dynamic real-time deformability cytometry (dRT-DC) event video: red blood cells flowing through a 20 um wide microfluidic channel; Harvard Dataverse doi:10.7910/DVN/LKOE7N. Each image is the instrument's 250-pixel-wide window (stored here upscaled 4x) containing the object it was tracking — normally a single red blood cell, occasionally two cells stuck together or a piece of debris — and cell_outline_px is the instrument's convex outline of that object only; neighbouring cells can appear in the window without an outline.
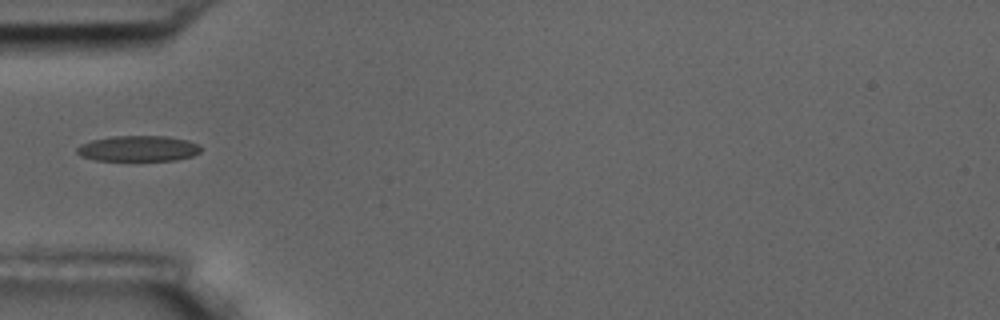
{"species": "common noctule bat (a hibernating species)", "species_latin": "Nyctalus noctula", "temperature_condition": "room temperature", "stored_images_in_passage": 1, "camera_frame_rate_fps": 3000, "um_per_image_px": 0.085, "animal": {"sex": "male", "body_mass_g": 17.5, "forearm_length_mm": 52.3}, "frame": {"image": 1, "passage_image": 1, "time_ms": 0.0, "image_size_px": [1000, 320], "cell_outline_px": [[200, 152], [192, 156], [176, 160], [96, 160], [80, 156], [76, 152], [76, 148], [80, 144], [92, 140], [112, 136], [168, 136], [188, 140], [200, 144]], "centroid_in_image_um": [11.75, 12.62], "position_along_channel_um": 73.2, "area_um2": 18.61}}